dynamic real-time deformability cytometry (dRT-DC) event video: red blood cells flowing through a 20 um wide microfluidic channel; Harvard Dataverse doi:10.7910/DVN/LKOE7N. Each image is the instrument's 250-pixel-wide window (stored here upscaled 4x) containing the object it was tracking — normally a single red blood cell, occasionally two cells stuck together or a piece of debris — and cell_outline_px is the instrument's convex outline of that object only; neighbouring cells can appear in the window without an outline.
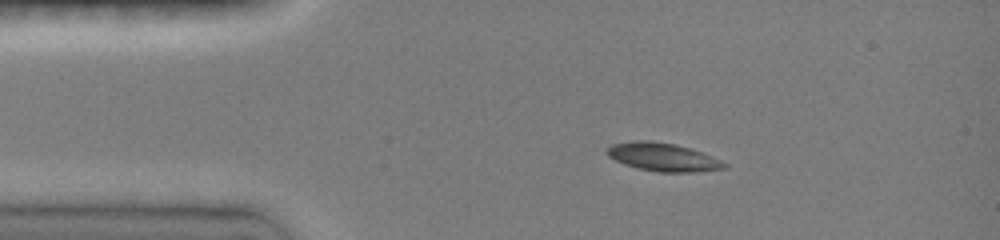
{"species": "common noctule bat (a hibernating species)", "species_latin": "Nyctalus noctula", "temperature_condition": "room temperature", "stored_images_in_passage": 40, "camera_frame_rate_fps": 3000, "um_per_image_px": 0.085, "animal": {"sex": "female", "body_mass_g": 19.0, "forearm_length_mm": 51.5}, "frame": {"image": 1, "passage_image": 1, "time_ms": 0.0, "image_size_px": [1000, 240], "cell_outline_px": [[728, 164], [724, 168], [692, 172], [660, 172], [636, 168], [624, 164], [608, 156], [604, 152], [604, 148], [612, 144], [632, 140], [652, 140], [672, 144], [688, 148], [712, 156]], "centroid_in_image_um": [56.26, 13.34], "position_along_channel_um": 28.7, "area_um2": 19.25}}
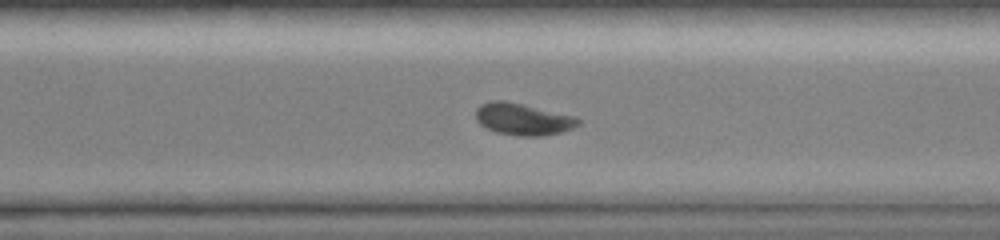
{"frame": {"image": 2, "passage_image": 26, "time_ms": 8.333, "image_size_px": [1000, 240], "cell_outline_px": [[580, 124], [572, 128], [560, 132], [540, 136], [524, 136], [496, 132], [480, 124], [476, 120], [476, 108], [480, 104], [492, 100], [504, 100], [524, 104], [576, 116], [580, 120]], "centroid_in_image_um": [44.45, 10.11], "position_along_channel_um": 326.2, "area_um2": 19.02}}
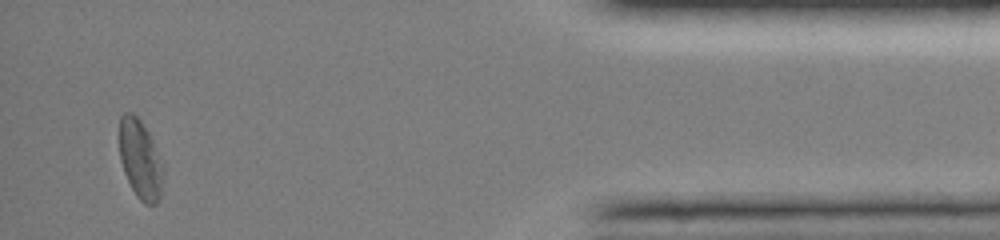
{"frame": {"image": 3, "passage_image": 37, "time_ms": 12.0, "image_size_px": [1000, 240], "cell_outline_px": [[164, 168], [160, 200], [156, 204], [144, 204], [136, 196], [124, 172], [120, 160], [120, 116], [124, 112], [132, 112], [140, 120], [148, 132], [152, 140]], "centroid_in_image_um": [11.93, 13.57], "position_along_channel_um": 423.3, "area_um2": 20.11}, "authors_computed_cell_mechanics": {"area_um2": 19.1318, "velocity_mm_per_s": 4.0778, "shape_relaxation_time_tau1_ms": 3.2084, "shape_relaxation_time_tau2_ms": null, "deformation_change_tau1": 0.117, "deformation_change_tau2": null}}